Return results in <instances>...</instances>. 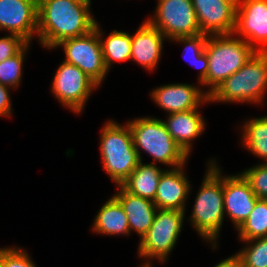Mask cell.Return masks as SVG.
Instances as JSON below:
<instances>
[{"instance_id": "1", "label": "cell", "mask_w": 267, "mask_h": 267, "mask_svg": "<svg viewBox=\"0 0 267 267\" xmlns=\"http://www.w3.org/2000/svg\"><path fill=\"white\" fill-rule=\"evenodd\" d=\"M91 0H38V40L48 49L95 29Z\"/></svg>"}, {"instance_id": "2", "label": "cell", "mask_w": 267, "mask_h": 267, "mask_svg": "<svg viewBox=\"0 0 267 267\" xmlns=\"http://www.w3.org/2000/svg\"><path fill=\"white\" fill-rule=\"evenodd\" d=\"M211 160L196 196L190 218L192 226L205 241L217 248V238L224 220L223 176L221 170Z\"/></svg>"}, {"instance_id": "3", "label": "cell", "mask_w": 267, "mask_h": 267, "mask_svg": "<svg viewBox=\"0 0 267 267\" xmlns=\"http://www.w3.org/2000/svg\"><path fill=\"white\" fill-rule=\"evenodd\" d=\"M230 34L208 35L205 53L209 68L201 86H207L211 94L219 84L238 71L256 52L246 41Z\"/></svg>"}, {"instance_id": "4", "label": "cell", "mask_w": 267, "mask_h": 267, "mask_svg": "<svg viewBox=\"0 0 267 267\" xmlns=\"http://www.w3.org/2000/svg\"><path fill=\"white\" fill-rule=\"evenodd\" d=\"M266 88L267 52H255L238 71L209 94V101L260 103Z\"/></svg>"}, {"instance_id": "5", "label": "cell", "mask_w": 267, "mask_h": 267, "mask_svg": "<svg viewBox=\"0 0 267 267\" xmlns=\"http://www.w3.org/2000/svg\"><path fill=\"white\" fill-rule=\"evenodd\" d=\"M100 149L103 169L116 186L122 185L140 162L128 123L109 120L101 131Z\"/></svg>"}, {"instance_id": "6", "label": "cell", "mask_w": 267, "mask_h": 267, "mask_svg": "<svg viewBox=\"0 0 267 267\" xmlns=\"http://www.w3.org/2000/svg\"><path fill=\"white\" fill-rule=\"evenodd\" d=\"M132 131L134 147L137 150L140 161L142 149L154 158L151 162H160L173 168L186 164L188 155L171 137L163 120L153 117L136 118L128 121Z\"/></svg>"}, {"instance_id": "7", "label": "cell", "mask_w": 267, "mask_h": 267, "mask_svg": "<svg viewBox=\"0 0 267 267\" xmlns=\"http://www.w3.org/2000/svg\"><path fill=\"white\" fill-rule=\"evenodd\" d=\"M185 211L157 209L154 221L139 242L138 254L164 263L180 235Z\"/></svg>"}, {"instance_id": "8", "label": "cell", "mask_w": 267, "mask_h": 267, "mask_svg": "<svg viewBox=\"0 0 267 267\" xmlns=\"http://www.w3.org/2000/svg\"><path fill=\"white\" fill-rule=\"evenodd\" d=\"M147 21L169 40L201 34L192 0H159Z\"/></svg>"}, {"instance_id": "9", "label": "cell", "mask_w": 267, "mask_h": 267, "mask_svg": "<svg viewBox=\"0 0 267 267\" xmlns=\"http://www.w3.org/2000/svg\"><path fill=\"white\" fill-rule=\"evenodd\" d=\"M65 62L73 64L89 76L98 86L104 81L108 69L105 66L99 34L96 29L90 33L61 41ZM103 80V81H102Z\"/></svg>"}, {"instance_id": "10", "label": "cell", "mask_w": 267, "mask_h": 267, "mask_svg": "<svg viewBox=\"0 0 267 267\" xmlns=\"http://www.w3.org/2000/svg\"><path fill=\"white\" fill-rule=\"evenodd\" d=\"M52 93L66 108L80 113L98 85L77 66L63 61L55 72Z\"/></svg>"}, {"instance_id": "11", "label": "cell", "mask_w": 267, "mask_h": 267, "mask_svg": "<svg viewBox=\"0 0 267 267\" xmlns=\"http://www.w3.org/2000/svg\"><path fill=\"white\" fill-rule=\"evenodd\" d=\"M234 34L256 52H267V0H238Z\"/></svg>"}, {"instance_id": "12", "label": "cell", "mask_w": 267, "mask_h": 267, "mask_svg": "<svg viewBox=\"0 0 267 267\" xmlns=\"http://www.w3.org/2000/svg\"><path fill=\"white\" fill-rule=\"evenodd\" d=\"M37 29L38 0H0V30H7L30 43Z\"/></svg>"}, {"instance_id": "13", "label": "cell", "mask_w": 267, "mask_h": 267, "mask_svg": "<svg viewBox=\"0 0 267 267\" xmlns=\"http://www.w3.org/2000/svg\"><path fill=\"white\" fill-rule=\"evenodd\" d=\"M238 0H192L201 33H234Z\"/></svg>"}, {"instance_id": "14", "label": "cell", "mask_w": 267, "mask_h": 267, "mask_svg": "<svg viewBox=\"0 0 267 267\" xmlns=\"http://www.w3.org/2000/svg\"><path fill=\"white\" fill-rule=\"evenodd\" d=\"M224 212L236 229L249 217L258 200L242 174L223 177Z\"/></svg>"}, {"instance_id": "15", "label": "cell", "mask_w": 267, "mask_h": 267, "mask_svg": "<svg viewBox=\"0 0 267 267\" xmlns=\"http://www.w3.org/2000/svg\"><path fill=\"white\" fill-rule=\"evenodd\" d=\"M154 102L169 114L198 109L201 103L210 102L207 92L191 84H166L151 91Z\"/></svg>"}, {"instance_id": "16", "label": "cell", "mask_w": 267, "mask_h": 267, "mask_svg": "<svg viewBox=\"0 0 267 267\" xmlns=\"http://www.w3.org/2000/svg\"><path fill=\"white\" fill-rule=\"evenodd\" d=\"M183 168L184 165L163 170L154 199L158 209L185 210L191 187Z\"/></svg>"}, {"instance_id": "17", "label": "cell", "mask_w": 267, "mask_h": 267, "mask_svg": "<svg viewBox=\"0 0 267 267\" xmlns=\"http://www.w3.org/2000/svg\"><path fill=\"white\" fill-rule=\"evenodd\" d=\"M165 38L160 30L145 20L132 35L130 60L137 62L147 70L153 71L161 59Z\"/></svg>"}, {"instance_id": "18", "label": "cell", "mask_w": 267, "mask_h": 267, "mask_svg": "<svg viewBox=\"0 0 267 267\" xmlns=\"http://www.w3.org/2000/svg\"><path fill=\"white\" fill-rule=\"evenodd\" d=\"M113 197L127 215L130 232L133 230L137 232L141 240L154 221L158 209L154 201L134 195L121 185H119V192Z\"/></svg>"}, {"instance_id": "19", "label": "cell", "mask_w": 267, "mask_h": 267, "mask_svg": "<svg viewBox=\"0 0 267 267\" xmlns=\"http://www.w3.org/2000/svg\"><path fill=\"white\" fill-rule=\"evenodd\" d=\"M198 110L172 113L169 114L167 120H163L171 137L188 156L191 152L192 141L204 132L206 125Z\"/></svg>"}, {"instance_id": "20", "label": "cell", "mask_w": 267, "mask_h": 267, "mask_svg": "<svg viewBox=\"0 0 267 267\" xmlns=\"http://www.w3.org/2000/svg\"><path fill=\"white\" fill-rule=\"evenodd\" d=\"M162 173L155 163L143 164L140 161L121 186L134 195L154 201Z\"/></svg>"}, {"instance_id": "21", "label": "cell", "mask_w": 267, "mask_h": 267, "mask_svg": "<svg viewBox=\"0 0 267 267\" xmlns=\"http://www.w3.org/2000/svg\"><path fill=\"white\" fill-rule=\"evenodd\" d=\"M92 231L103 235L130 234L127 215L113 196L95 216Z\"/></svg>"}, {"instance_id": "22", "label": "cell", "mask_w": 267, "mask_h": 267, "mask_svg": "<svg viewBox=\"0 0 267 267\" xmlns=\"http://www.w3.org/2000/svg\"><path fill=\"white\" fill-rule=\"evenodd\" d=\"M99 28V24L96 22L95 29L99 34L104 63L108 71L113 62L130 60L132 35L127 32L114 30L108 35L106 40H102L103 33Z\"/></svg>"}, {"instance_id": "23", "label": "cell", "mask_w": 267, "mask_h": 267, "mask_svg": "<svg viewBox=\"0 0 267 267\" xmlns=\"http://www.w3.org/2000/svg\"><path fill=\"white\" fill-rule=\"evenodd\" d=\"M242 130L244 147L267 163V116L246 121Z\"/></svg>"}, {"instance_id": "24", "label": "cell", "mask_w": 267, "mask_h": 267, "mask_svg": "<svg viewBox=\"0 0 267 267\" xmlns=\"http://www.w3.org/2000/svg\"><path fill=\"white\" fill-rule=\"evenodd\" d=\"M207 38V34L201 33L195 36L177 37L171 39L173 41H178V43L180 42L186 45L184 54L190 57L187 60L184 56V59L200 69V76L198 79L199 84H201L206 79L209 68L208 57L205 53V43Z\"/></svg>"}, {"instance_id": "25", "label": "cell", "mask_w": 267, "mask_h": 267, "mask_svg": "<svg viewBox=\"0 0 267 267\" xmlns=\"http://www.w3.org/2000/svg\"><path fill=\"white\" fill-rule=\"evenodd\" d=\"M241 240L267 237V199H258L249 217L237 229Z\"/></svg>"}, {"instance_id": "26", "label": "cell", "mask_w": 267, "mask_h": 267, "mask_svg": "<svg viewBox=\"0 0 267 267\" xmlns=\"http://www.w3.org/2000/svg\"><path fill=\"white\" fill-rule=\"evenodd\" d=\"M241 241L248 242V246L237 252L243 267H267V237Z\"/></svg>"}, {"instance_id": "27", "label": "cell", "mask_w": 267, "mask_h": 267, "mask_svg": "<svg viewBox=\"0 0 267 267\" xmlns=\"http://www.w3.org/2000/svg\"><path fill=\"white\" fill-rule=\"evenodd\" d=\"M29 43L15 56L0 62V83L2 85L17 88L21 81L22 65Z\"/></svg>"}, {"instance_id": "28", "label": "cell", "mask_w": 267, "mask_h": 267, "mask_svg": "<svg viewBox=\"0 0 267 267\" xmlns=\"http://www.w3.org/2000/svg\"><path fill=\"white\" fill-rule=\"evenodd\" d=\"M249 182L252 191L258 199H267V163L254 165L241 172Z\"/></svg>"}, {"instance_id": "29", "label": "cell", "mask_w": 267, "mask_h": 267, "mask_svg": "<svg viewBox=\"0 0 267 267\" xmlns=\"http://www.w3.org/2000/svg\"><path fill=\"white\" fill-rule=\"evenodd\" d=\"M0 267H36V265L25 250L7 247L0 252Z\"/></svg>"}, {"instance_id": "30", "label": "cell", "mask_w": 267, "mask_h": 267, "mask_svg": "<svg viewBox=\"0 0 267 267\" xmlns=\"http://www.w3.org/2000/svg\"><path fill=\"white\" fill-rule=\"evenodd\" d=\"M28 42L15 34L0 38V62L18 54Z\"/></svg>"}, {"instance_id": "31", "label": "cell", "mask_w": 267, "mask_h": 267, "mask_svg": "<svg viewBox=\"0 0 267 267\" xmlns=\"http://www.w3.org/2000/svg\"><path fill=\"white\" fill-rule=\"evenodd\" d=\"M10 87L0 83V117L11 116V101L9 95Z\"/></svg>"}, {"instance_id": "32", "label": "cell", "mask_w": 267, "mask_h": 267, "mask_svg": "<svg viewBox=\"0 0 267 267\" xmlns=\"http://www.w3.org/2000/svg\"><path fill=\"white\" fill-rule=\"evenodd\" d=\"M214 267H243L240 256L236 253L235 255L221 261Z\"/></svg>"}, {"instance_id": "33", "label": "cell", "mask_w": 267, "mask_h": 267, "mask_svg": "<svg viewBox=\"0 0 267 267\" xmlns=\"http://www.w3.org/2000/svg\"><path fill=\"white\" fill-rule=\"evenodd\" d=\"M140 267H152V266H151L150 261L149 262L147 261L143 265H141Z\"/></svg>"}]
</instances>
